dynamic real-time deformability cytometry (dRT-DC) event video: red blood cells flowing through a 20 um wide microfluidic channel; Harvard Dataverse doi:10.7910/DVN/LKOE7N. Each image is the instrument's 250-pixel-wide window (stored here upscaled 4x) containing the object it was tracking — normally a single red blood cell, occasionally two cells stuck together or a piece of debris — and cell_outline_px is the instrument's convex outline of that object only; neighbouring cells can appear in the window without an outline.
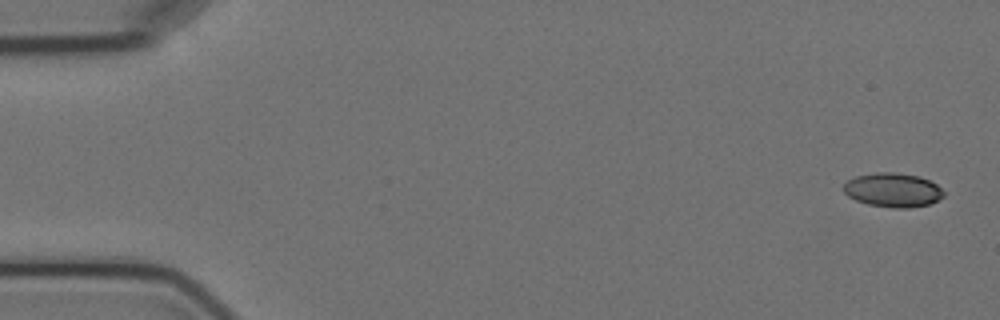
{"species": "Egyptian fruit bat (a non-hibernating species)", "species_latin": "Rousettus aegyptiacus", "temperature_condition": "cold", "stored_images_in_passage": 5, "camera_frame_rate_fps": 3000, "um_per_image_px": 0.085, "animal": {"sex": "female"}, "frame": {"image": 1, "passage_image": 1, "time_ms": 0.0, "image_size_px": [1000, 320], "cell_outline_px": [[944, 196], [928, 204], [908, 208], [892, 208], [868, 204], [856, 200], [848, 196], [844, 192], [844, 184], [848, 180], [856, 176], [876, 172], [892, 172], [920, 176], [936, 184], [944, 192]], "centroid_in_image_um": [75.88, 16.15], "position_along_channel_um": 9.1, "area_um2": 19.77}}
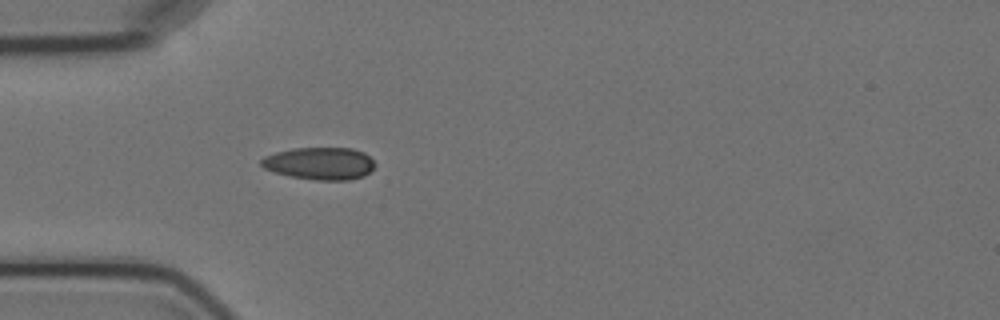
{"frame": {"image": 2, "passage_image": 5, "time_ms": 5.0, "image_size_px": [1000, 320], "cell_outline_px": [[376, 164], [364, 176], [348, 180], [316, 180], [288, 176], [264, 168], [260, 164], [260, 160], [264, 156], [276, 152], [292, 148], [352, 148], [364, 152]], "centroid_in_image_um": [27.16, 13.89], "position_along_channel_um": 57.8, "area_um2": 21.44}}